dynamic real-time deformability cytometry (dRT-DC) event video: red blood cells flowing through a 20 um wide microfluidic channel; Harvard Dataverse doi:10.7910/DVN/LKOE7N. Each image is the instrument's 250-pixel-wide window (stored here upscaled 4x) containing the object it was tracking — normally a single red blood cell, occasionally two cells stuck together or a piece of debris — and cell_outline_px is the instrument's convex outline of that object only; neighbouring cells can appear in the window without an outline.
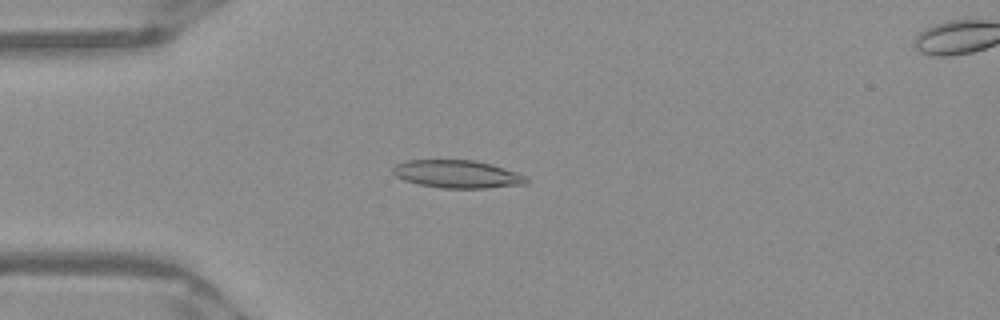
{"species": "Egyptian fruit bat (a non-hibernating species)", "species_latin": "Rousettus aegyptiacus", "temperature_condition": "warm", "stored_images_in_passage": 48, "camera_frame_rate_fps": 3000, "um_per_image_px": 0.085, "frame": {"image": 1, "passage_image": 10, "time_ms": 3.0, "image_size_px": [1000, 320], "cell_outline_px": [[528, 180], [524, 184], [484, 188], [440, 188], [420, 184], [404, 180], [396, 176], [392, 172], [392, 168], [396, 164], [408, 160], [476, 160], [492, 164], [528, 176]], "centroid_in_image_um": [38.87, 14.79], "position_along_channel_um": 46.1, "area_um2": 21.62}}
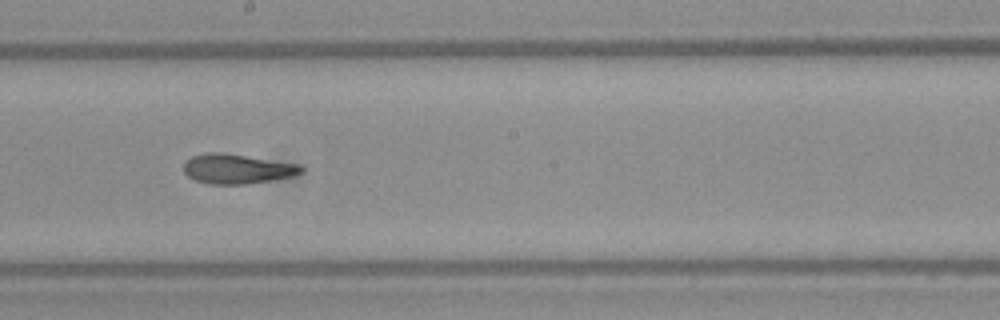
{"frame": {"image": 2, "passage_image": 25, "time_ms": 8.0, "image_size_px": [1000, 320], "cell_outline_px": [[304, 172], [292, 176], [248, 184], [208, 184], [196, 180], [188, 176], [184, 172], [184, 164], [192, 156], [208, 152], [220, 152], [300, 164], [304, 168]], "centroid_in_image_um": [20.17, 14.35], "position_along_channel_um": 228.0, "area_um2": 20.23}}
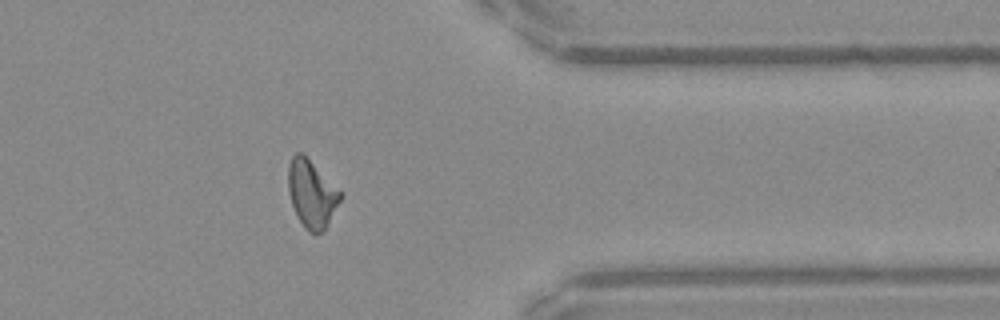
{"frame": {"image": 3, "passage_image": 38, "time_ms": 12.333, "image_size_px": [1000, 320], "cell_outline_px": [[344, 196], [324, 228], [320, 232], [308, 232], [304, 228], [292, 204], [288, 192], [288, 164], [292, 156], [296, 152], [300, 152]], "centroid_in_image_um": [26.46, 16.48], "position_along_channel_um": 384.9, "area_um2": 19.71}, "authors_computed_cell_mechanics": {"area_um2": 20.23, "velocity_mm_per_s": 3.9489, "shape_relaxation_time_tau1_ms": null, "shape_relaxation_time_tau2_ms": 1.8549, "deformation_change_tau1": null, "deformation_change_tau2": 0.0976}}